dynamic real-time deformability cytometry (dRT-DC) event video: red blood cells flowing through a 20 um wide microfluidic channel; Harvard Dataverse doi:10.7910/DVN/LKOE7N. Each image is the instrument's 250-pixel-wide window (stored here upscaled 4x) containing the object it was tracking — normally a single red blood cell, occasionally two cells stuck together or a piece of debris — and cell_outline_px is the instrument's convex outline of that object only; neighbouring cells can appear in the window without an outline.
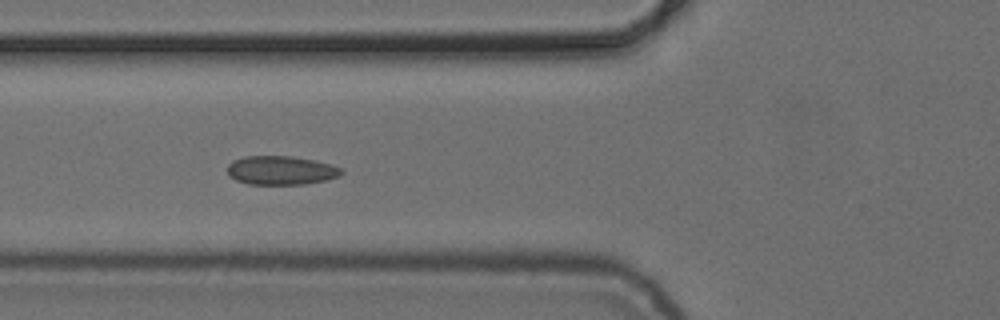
{"species": "common noctule bat (a hibernating species)", "species_latin": "Nyctalus noctula", "temperature_condition": "cold", "stored_images_in_passage": 6, "camera_frame_rate_fps": 3000, "um_per_image_px": 0.085, "animal": {"sex": "female", "body_mass_g": 24.6, "forearm_length_mm": 56.2}, "frame": {"image": 1, "passage_image": 5, "time_ms": 4.667, "image_size_px": [1000, 320], "cell_outline_px": [[344, 172], [340, 176], [328, 180], [304, 184], [248, 184], [236, 180], [228, 176], [228, 164], [232, 160], [244, 156], [292, 156], [316, 160], [332, 164], [340, 168]], "centroid_in_image_um": [23.9, 14.47], "position_along_channel_um": 101.9, "area_um2": 19.42}}
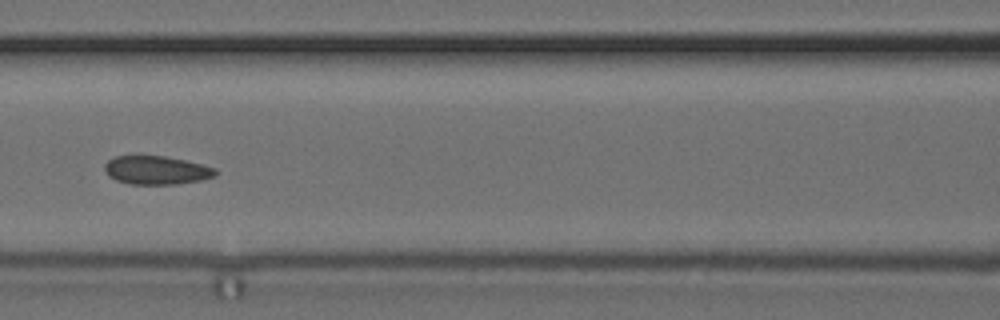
{"frame": {"image": 2, "passage_image": 6, "time_ms": 6.0, "image_size_px": [1000, 320], "cell_outline_px": [[216, 176], [200, 180], [176, 184], [132, 184], [116, 180], [108, 176], [104, 168], [104, 164], [112, 156], [136, 152], [164, 156], [184, 160], [216, 168]], "centroid_in_image_um": [13.2, 14.41], "position_along_channel_um": 153.4, "area_um2": 19.07}}